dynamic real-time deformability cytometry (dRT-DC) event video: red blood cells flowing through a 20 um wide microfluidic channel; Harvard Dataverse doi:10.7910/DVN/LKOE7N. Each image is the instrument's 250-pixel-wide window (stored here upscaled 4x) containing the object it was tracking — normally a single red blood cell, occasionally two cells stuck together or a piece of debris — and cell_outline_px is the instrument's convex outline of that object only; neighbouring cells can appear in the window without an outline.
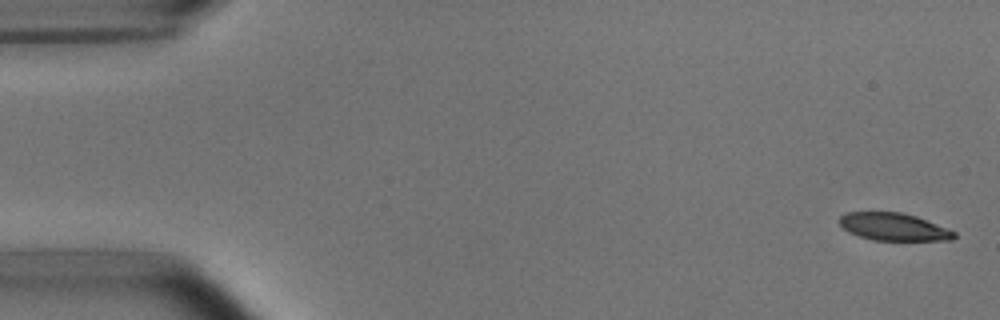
{"species": "common noctule bat (a hibernating species)", "species_latin": "Nyctalus noctula", "temperature_condition": "room temperature", "stored_images_in_passage": 6, "camera_frame_rate_fps": 3000, "um_per_image_px": 0.085, "animal": {"sex": "male", "body_mass_g": 15.6}, "frame": {"image": 1, "passage_image": 1, "time_ms": 0.0, "image_size_px": [1000, 320], "cell_outline_px": [[956, 236], [952, 240], [872, 240], [848, 232], [836, 220], [840, 216], [848, 212], [900, 212], [916, 216], [956, 232]], "centroid_in_image_um": [75.93, 19.28], "position_along_channel_um": 9.1, "area_um2": 18.32}}